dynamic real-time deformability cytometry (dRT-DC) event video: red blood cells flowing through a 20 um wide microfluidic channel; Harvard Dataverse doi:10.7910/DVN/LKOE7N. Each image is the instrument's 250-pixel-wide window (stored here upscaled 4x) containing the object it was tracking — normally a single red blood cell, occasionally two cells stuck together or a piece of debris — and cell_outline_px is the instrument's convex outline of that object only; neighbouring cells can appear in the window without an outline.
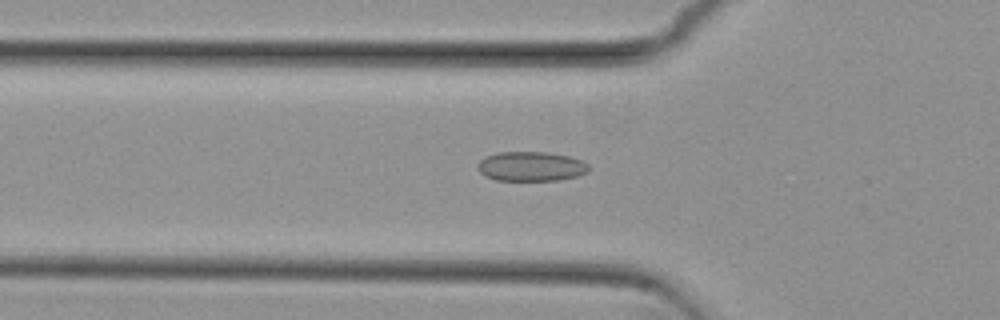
{"species": "common noctule bat (a hibernating species)", "species_latin": "Nyctalus noctula", "temperature_condition": "cold", "stored_images_in_passage": 41, "camera_frame_rate_fps": 3000, "um_per_image_px": 0.085, "animal": {"sex": "female", "body_mass_g": 29.2, "forearm_length_mm": 56.3}, "frame": {"image": 1, "passage_image": 5, "time_ms": 1.333, "image_size_px": [1000, 320], "cell_outline_px": [[588, 172], [576, 176], [560, 180], [496, 180], [484, 176], [476, 168], [476, 164], [484, 156], [496, 152], [548, 152], [568, 156], [580, 160], [588, 164]], "centroid_in_image_um": [45.08, 14.14], "position_along_channel_um": 80.7, "area_um2": 19.25}}
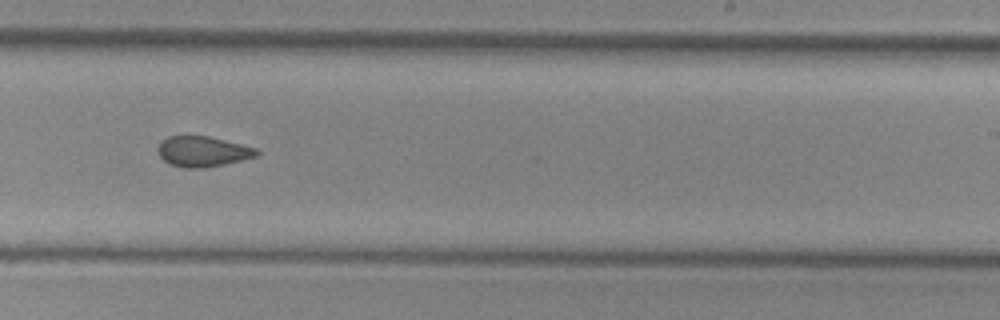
{"frame": {"image": 2, "passage_image": 20, "time_ms": 6.333, "image_size_px": [1000, 320], "cell_outline_px": [[260, 156], [224, 164], [204, 168], [184, 168], [168, 164], [160, 156], [156, 148], [168, 136], [208, 136], [256, 148], [260, 152]], "centroid_in_image_um": [17.24, 12.89], "position_along_channel_um": 271.8, "area_um2": 17.51}}
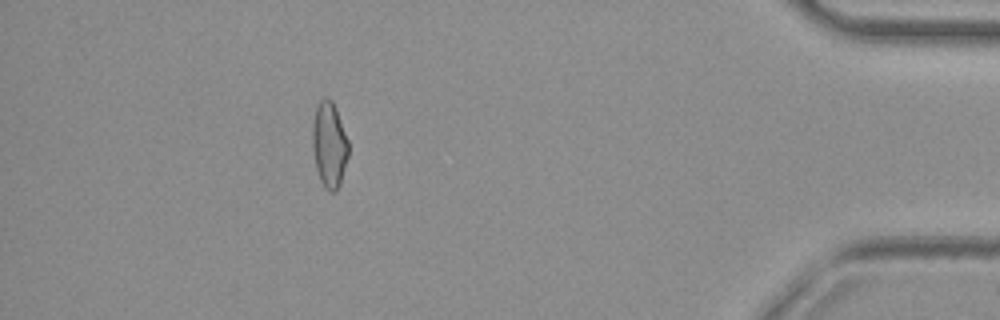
{"frame": {"image": 3, "passage_image": 35, "time_ms": 11.333, "image_size_px": [1000, 320], "cell_outline_px": [[348, 156], [340, 184], [336, 192], [328, 192], [324, 188], [320, 180], [316, 168], [312, 148], [312, 124], [316, 108], [320, 100], [324, 96], [328, 96], [332, 100], [336, 108], [348, 140]], "centroid_in_image_um": [27.98, 12.3], "position_along_channel_um": 407.2, "area_um2": 18.21}, "authors_computed_cell_mechanics": {"area_um2": 18.207, "velocity_mm_per_s": 3.808, "shape_relaxation_time_tau1_ms": null, "shape_relaxation_time_tau2_ms": 2.2244, "deformation_change_tau1": null, "deformation_change_tau2": 0.0769}}